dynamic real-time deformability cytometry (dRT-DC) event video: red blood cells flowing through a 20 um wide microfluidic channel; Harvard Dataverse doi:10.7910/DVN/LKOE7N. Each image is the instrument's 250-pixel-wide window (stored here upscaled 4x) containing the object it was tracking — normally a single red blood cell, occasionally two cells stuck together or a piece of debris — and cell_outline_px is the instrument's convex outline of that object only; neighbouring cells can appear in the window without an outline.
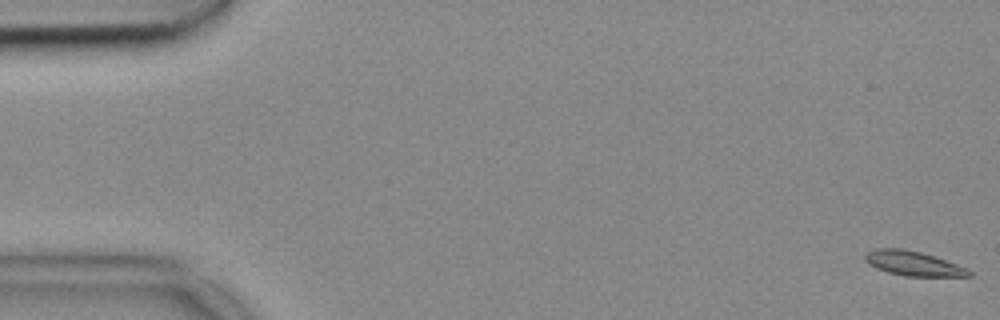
{"species": "common noctule bat (a hibernating species)", "species_latin": "Nyctalus noctula", "temperature_condition": "cold", "stored_images_in_passage": 54, "camera_frame_rate_fps": 3000, "um_per_image_px": 0.085, "animal": {"sex": "female", "body_mass_g": 18.4}, "frame": {"image": 1, "passage_image": 1, "time_ms": 0.0, "image_size_px": [1000, 320], "cell_outline_px": [[972, 276], [904, 276], [888, 272], [876, 268], [868, 264], [864, 260], [864, 256], [868, 252], [876, 248], [900, 248], [920, 252], [968, 268], [972, 272]], "centroid_in_image_um": [77.6, 22.4], "position_along_channel_um": 7.4, "area_um2": 14.74}}
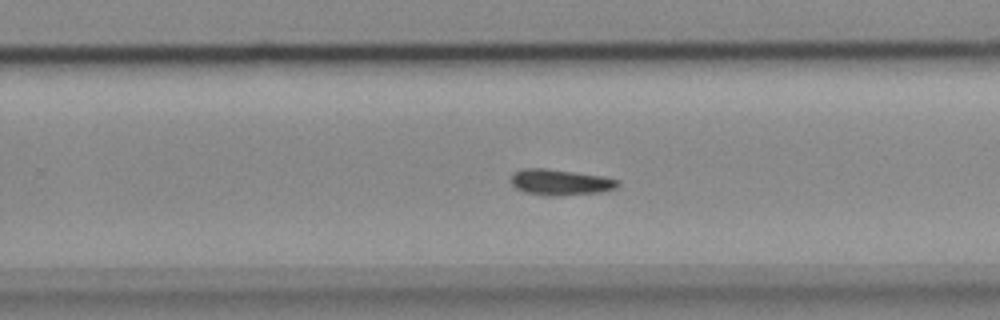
{"frame": {"image": 2, "passage_image": 34, "time_ms": 11.0, "image_size_px": [1000, 320], "cell_outline_px": [[620, 184], [616, 188], [600, 192], [556, 196], [524, 192], [516, 188], [512, 184], [512, 176], [516, 172], [524, 168], [544, 168], [604, 176], [616, 180]], "centroid_in_image_um": [47.64, 15.49], "position_along_channel_um": 282.2, "area_um2": 15.84}}
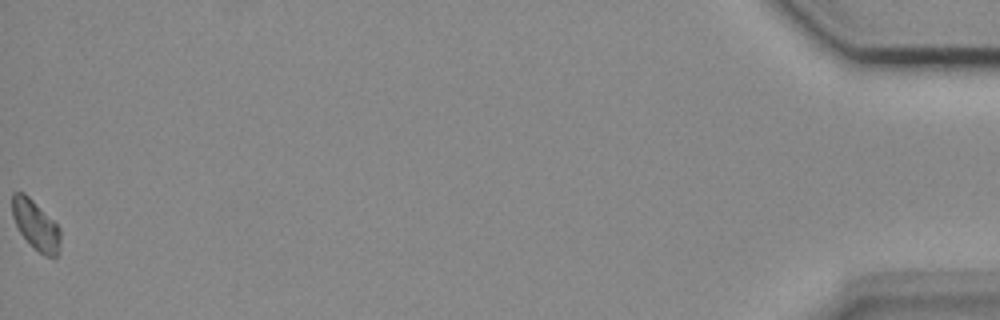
{"frame": {"image": 3, "passage_image": 54, "time_ms": 17.667, "image_size_px": [1000, 320], "cell_outline_px": [[60, 248], [56, 256], [44, 256], [20, 232], [12, 216], [12, 192], [24, 192], [60, 228]], "centroid_in_image_um": [3.03, 19.11], "position_along_channel_um": 432.2, "area_um2": 13.47}}